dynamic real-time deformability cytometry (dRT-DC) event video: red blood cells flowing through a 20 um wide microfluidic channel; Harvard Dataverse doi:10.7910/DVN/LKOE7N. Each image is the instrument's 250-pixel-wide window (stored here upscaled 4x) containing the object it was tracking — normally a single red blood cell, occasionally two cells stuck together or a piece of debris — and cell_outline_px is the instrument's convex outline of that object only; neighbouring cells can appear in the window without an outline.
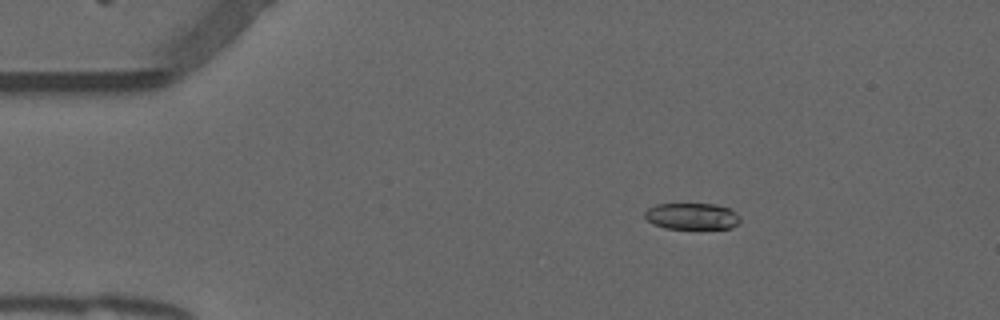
{"species": "common noctule bat (a hibernating species)", "species_latin": "Nyctalus noctula", "temperature_condition": "warm", "stored_images_in_passage": 54, "camera_frame_rate_fps": 3000, "um_per_image_px": 0.085, "animal": {"sex": "male", "forearm_length_mm": 52.5}, "frame": {"image": 1, "passage_image": 9, "time_ms": 2.667, "image_size_px": [1000, 320], "cell_outline_px": [[740, 220], [732, 228], [664, 228], [652, 224], [644, 216], [644, 212], [648, 208], [656, 204], [716, 204], [728, 208], [736, 212], [740, 216]], "centroid_in_image_um": [58.8, 18.37], "position_along_channel_um": 26.2, "area_um2": 14.68}}
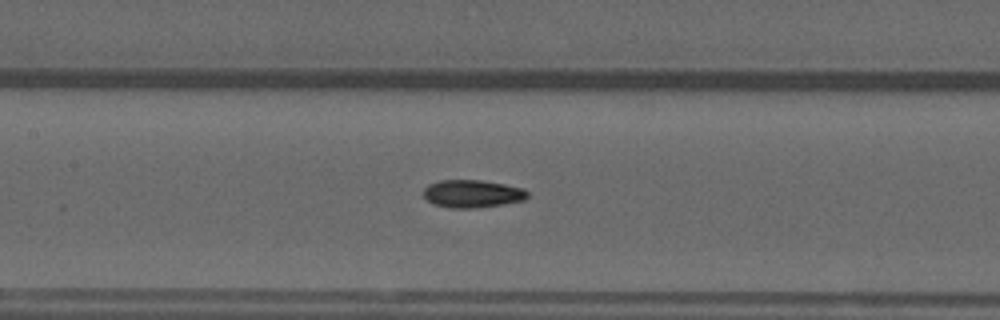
{"frame": {"image": 2, "passage_image": 25, "time_ms": 8.0, "image_size_px": [1000, 320], "cell_outline_px": [[528, 196], [524, 200], [476, 208], [452, 208], [436, 204], [428, 200], [424, 196], [424, 188], [428, 184], [440, 180], [480, 180], [504, 184], [524, 188], [528, 192]], "centroid_in_image_um": [40.15, 16.45], "position_along_channel_um": 167.2, "area_um2": 16.65}}
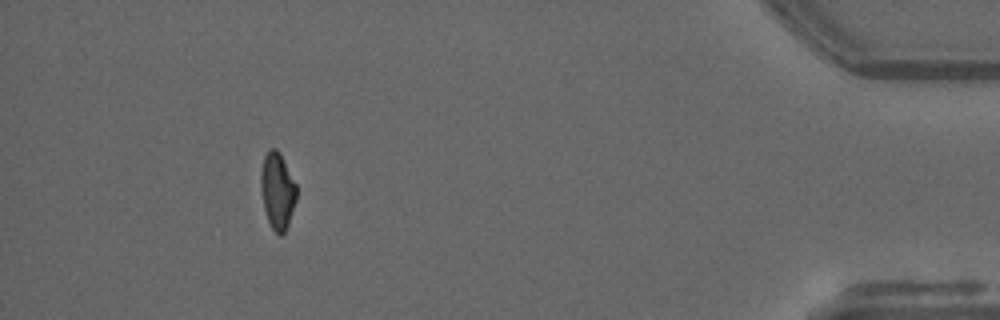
{"frame": {"image": 3, "passage_image": 49, "time_ms": 16.0, "image_size_px": [1000, 320], "cell_outline_px": [[296, 200], [288, 224], [284, 232], [280, 236], [272, 228], [268, 220], [264, 208], [260, 188], [260, 176], [264, 156], [268, 148], [276, 148], [280, 152], [296, 184]], "centroid_in_image_um": [23.57, 16.18], "position_along_channel_um": 411.6, "area_um2": 15.9}, "authors_computed_cell_mechanics": {"area_um2": 16.3574, "velocity_mm_per_s": 3.8515, "shape_relaxation_time_tau1_ms": 5.2233, "shape_relaxation_time_tau2_ms": 5.2077, "deformation_change_tau1": 0.1749, "deformation_change_tau2": 0.0852}}